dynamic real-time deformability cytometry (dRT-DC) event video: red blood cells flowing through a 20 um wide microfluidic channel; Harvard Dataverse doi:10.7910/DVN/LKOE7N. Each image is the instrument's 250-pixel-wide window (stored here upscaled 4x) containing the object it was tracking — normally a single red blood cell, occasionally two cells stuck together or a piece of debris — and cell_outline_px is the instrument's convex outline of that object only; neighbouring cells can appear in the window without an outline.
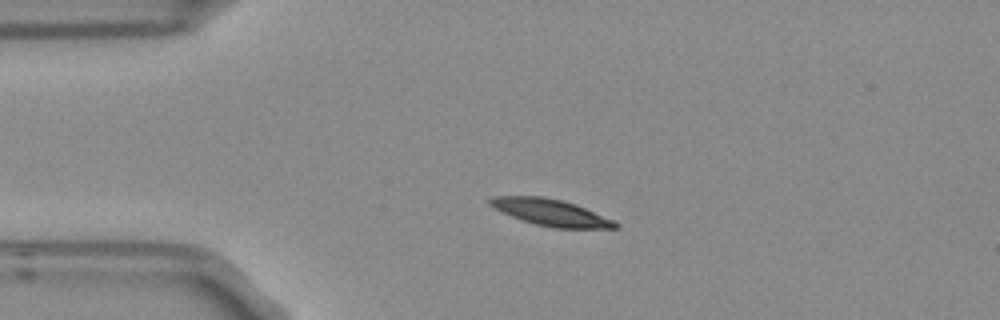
{"species": "Egyptian fruit bat (a non-hibernating species)", "species_latin": "Rousettus aegyptiacus", "temperature_condition": "room temperature", "stored_images_in_passage": 4, "camera_frame_rate_fps": 3000, "um_per_image_px": 0.085, "frame": {"image": 1, "passage_image": 3, "time_ms": 0.667, "image_size_px": [1000, 320], "cell_outline_px": [[620, 228], [552, 228], [536, 224], [500, 212], [492, 208], [488, 204], [488, 200], [492, 196], [544, 196], [576, 204], [612, 220], [620, 224]], "centroid_in_image_um": [46.77, 18.05], "position_along_channel_um": 38.2, "area_um2": 19.36}}